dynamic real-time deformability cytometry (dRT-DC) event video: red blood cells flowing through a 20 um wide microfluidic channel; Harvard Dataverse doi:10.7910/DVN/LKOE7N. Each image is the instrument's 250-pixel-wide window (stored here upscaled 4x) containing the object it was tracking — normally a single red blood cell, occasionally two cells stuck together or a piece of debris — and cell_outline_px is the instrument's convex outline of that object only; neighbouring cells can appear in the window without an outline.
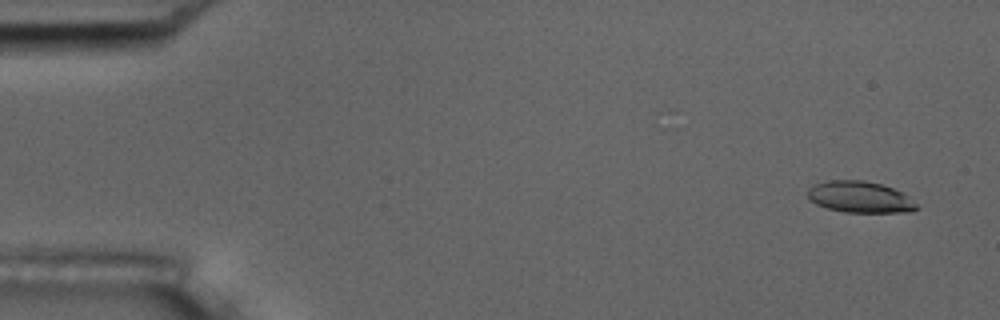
{"species": "common noctule bat (a hibernating species)", "species_latin": "Nyctalus noctula", "temperature_condition": "room temperature", "stored_images_in_passage": 55, "camera_frame_rate_fps": 3000, "um_per_image_px": 0.085, "animal": {"sex": "male", "body_mass_g": 17.5, "forearm_length_mm": 52.3}, "frame": {"image": 1, "passage_image": 3, "time_ms": 0.667, "image_size_px": [1000, 320], "cell_outline_px": [[920, 208], [912, 212], [844, 212], [828, 208], [816, 204], [808, 200], [808, 188], [816, 184], [828, 180], [864, 180], [880, 184], [904, 192]], "centroid_in_image_um": [73.11, 16.75], "position_along_channel_um": 11.9, "area_um2": 20.0}}
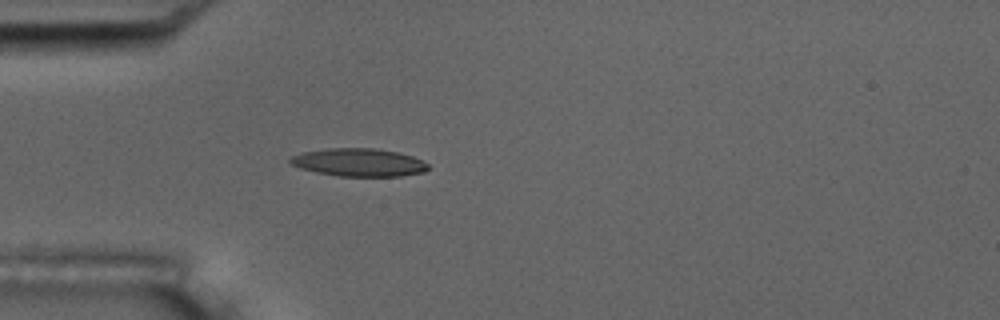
{"frame": {"image": 2, "passage_image": 16, "time_ms": 5.0, "image_size_px": [1000, 320], "cell_outline_px": [[428, 168], [424, 172], [400, 176], [336, 176], [316, 172], [300, 168], [288, 164], [288, 160], [292, 156], [304, 152], [328, 148], [376, 148], [396, 152], [412, 156], [428, 164]], "centroid_in_image_um": [30.46, 13.81], "position_along_channel_um": 54.5, "area_um2": 22.43}}
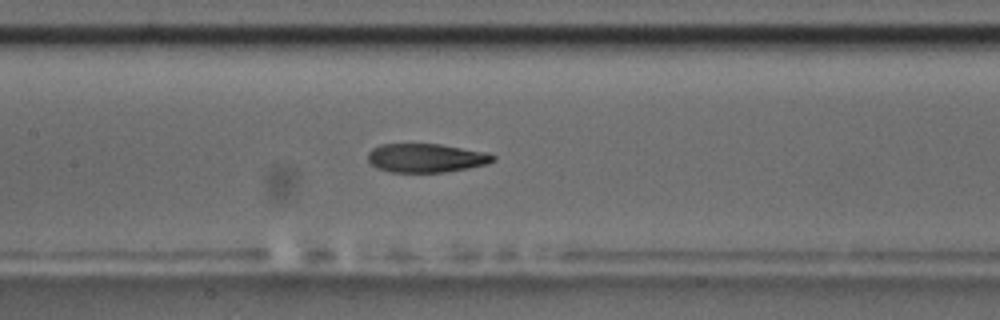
{"frame": {"image": 3, "passage_image": 26, "time_ms": 8.333, "image_size_px": [1000, 320], "cell_outline_px": [[496, 160], [488, 164], [468, 168], [444, 172], [388, 172], [376, 168], [368, 160], [368, 152], [372, 148], [380, 144], [440, 144], [488, 152], [496, 156]], "centroid_in_image_um": [36.23, 13.42], "position_along_channel_um": 171.2, "area_um2": 21.21}, "authors_computed_cell_mechanics": {"area_um2": 21.8484, "velocity_mm_per_s": 3.7057, "shape_relaxation_time_tau1_ms": 5.8851, "shape_relaxation_time_tau2_ms": 2.4843, "deformation_change_tau1": 0.2191, "deformation_change_tau2": 0.1014}}